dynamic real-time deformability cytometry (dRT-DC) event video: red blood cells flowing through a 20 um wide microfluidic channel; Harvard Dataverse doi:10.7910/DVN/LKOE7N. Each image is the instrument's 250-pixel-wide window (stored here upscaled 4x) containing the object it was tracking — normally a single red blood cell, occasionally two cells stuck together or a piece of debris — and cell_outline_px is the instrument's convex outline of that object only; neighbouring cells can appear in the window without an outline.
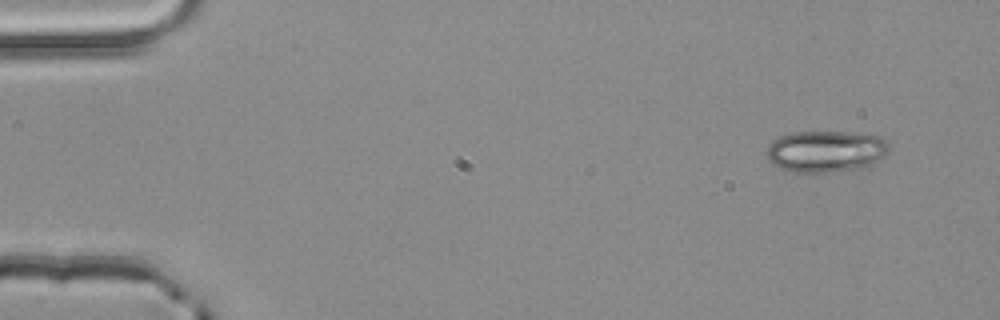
{"species": "common noctule bat (a hibernating species)", "species_latin": "Nyctalus noctula", "temperature_condition": "room temperature", "stored_images_in_passage": 3, "camera_frame_rate_fps": 3000, "um_per_image_px": 0.085, "animal": {"sex": "male", "body_mass_g": 20.4}, "frame": {"image": 1, "passage_image": 1, "time_ms": 0.0, "image_size_px": [1000, 320], "cell_outline_px": [[888, 152], [884, 156], [872, 164], [860, 168], [832, 172], [796, 172], [780, 168], [772, 164], [768, 160], [768, 148], [772, 140], [780, 136], [792, 132], [848, 132], [880, 136], [888, 140]], "centroid_in_image_um": [70.21, 12.86], "position_along_channel_um": 14.8, "area_um2": 29.65}}